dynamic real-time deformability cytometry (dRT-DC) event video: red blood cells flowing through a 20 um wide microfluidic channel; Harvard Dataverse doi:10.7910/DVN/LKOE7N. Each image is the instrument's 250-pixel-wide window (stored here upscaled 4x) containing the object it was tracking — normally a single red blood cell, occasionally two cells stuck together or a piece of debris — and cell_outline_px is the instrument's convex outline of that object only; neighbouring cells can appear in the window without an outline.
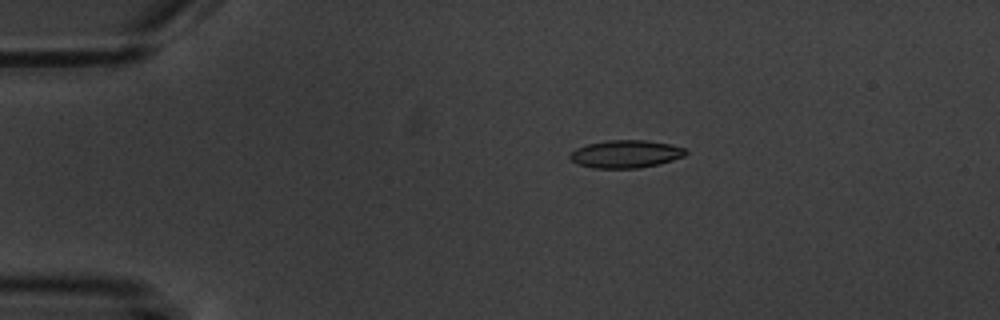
{"species": "common noctule bat (a hibernating species)", "species_latin": "Nyctalus noctula", "temperature_condition": "warm", "stored_images_in_passage": 4, "camera_frame_rate_fps": 3000, "um_per_image_px": 0.085, "animal": {"sex": "male", "body_mass_g": 20.1, "forearm_length_mm": 53.5}, "frame": {"image": 1, "passage_image": 2, "time_ms": 1.333, "image_size_px": [1000, 320], "cell_outline_px": [[688, 152], [684, 156], [660, 164], [640, 168], [592, 168], [580, 164], [572, 160], [568, 156], [576, 148], [588, 144], [608, 140], [644, 140], [672, 144], [684, 148]], "centroid_in_image_um": [53.22, 13.09], "position_along_channel_um": 31.8, "area_um2": 18.67}}
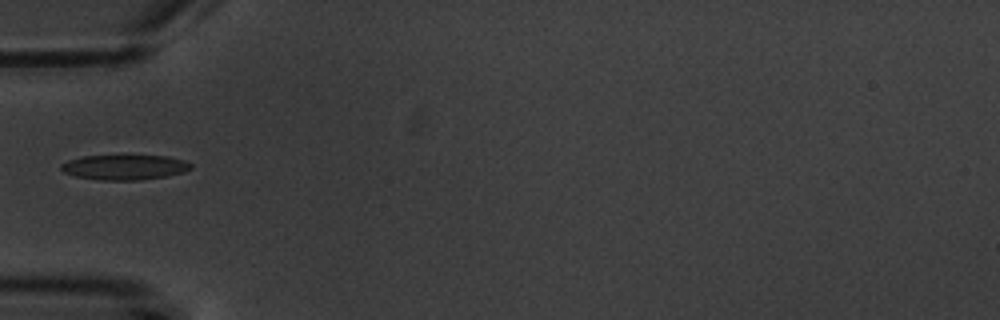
{"frame": {"image": 2, "passage_image": 4, "time_ms": 4.0, "image_size_px": [1000, 320], "cell_outline_px": [[192, 168], [184, 172], [164, 176], [136, 180], [100, 180], [76, 176], [64, 172], [60, 168], [60, 164], [68, 160], [84, 156], [168, 156], [184, 160], [192, 164]], "centroid_in_image_um": [10.58, 14.21], "position_along_channel_um": 74.4, "area_um2": 18.73}}